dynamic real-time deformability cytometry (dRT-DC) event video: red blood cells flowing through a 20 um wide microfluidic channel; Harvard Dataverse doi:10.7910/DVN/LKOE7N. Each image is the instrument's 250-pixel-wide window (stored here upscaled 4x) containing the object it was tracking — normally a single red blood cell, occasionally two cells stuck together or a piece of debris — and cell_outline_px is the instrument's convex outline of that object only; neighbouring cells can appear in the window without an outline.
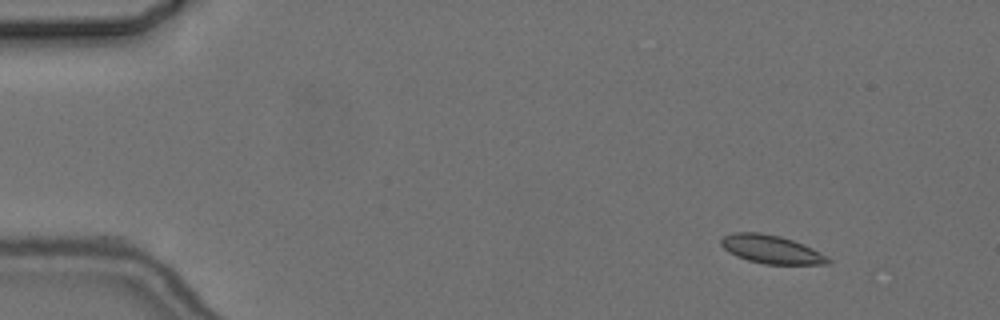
{"species": "common noctule bat (a hibernating species)", "species_latin": "Nyctalus noctula", "temperature_condition": "cold", "stored_images_in_passage": 3, "camera_frame_rate_fps": 3000, "um_per_image_px": 0.085, "animal": {"sex": "female", "body_mass_g": 24.6, "forearm_length_mm": 56.2}, "frame": {"image": 1, "passage_image": 1, "time_ms": 0.0, "image_size_px": [1000, 320], "cell_outline_px": [[832, 264], [764, 264], [748, 260], [736, 256], [728, 252], [720, 244], [720, 240], [724, 236], [732, 232], [760, 232], [780, 236], [804, 244], [828, 256], [832, 260]], "centroid_in_image_um": [65.57, 21.19], "position_along_channel_um": 19.4, "area_um2": 17.8}}